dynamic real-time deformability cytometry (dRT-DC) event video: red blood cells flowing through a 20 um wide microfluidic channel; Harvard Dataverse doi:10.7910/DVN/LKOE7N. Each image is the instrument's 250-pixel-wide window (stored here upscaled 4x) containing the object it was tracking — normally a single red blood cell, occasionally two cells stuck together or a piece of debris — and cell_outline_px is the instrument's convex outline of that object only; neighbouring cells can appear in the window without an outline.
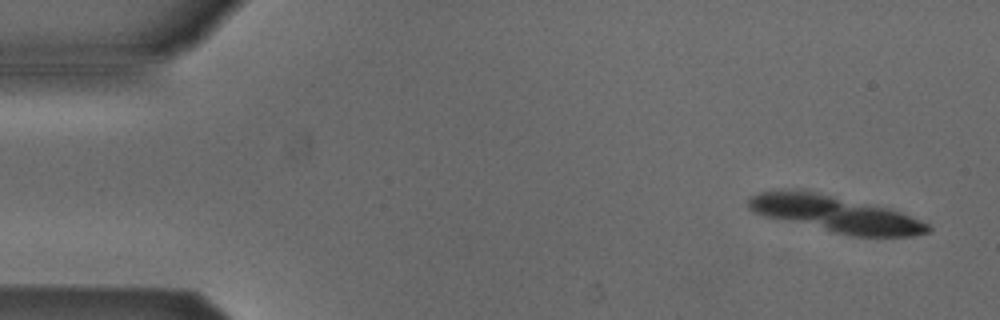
{"species": "Egyptian fruit bat (a non-hibernating species)", "species_latin": "Rousettus aegyptiacus", "temperature_condition": "cold", "stored_images_in_passage": 4, "camera_frame_rate_fps": 3000, "um_per_image_px": 0.085, "animal": {"sex": "male"}, "frame": {"image": 1, "passage_image": 1, "time_ms": 0.0, "image_size_px": [1000, 320], "cell_outline_px": [[932, 232], [912, 236], [852, 236], [832, 232], [752, 212], [748, 208], [748, 196], [756, 192], [800, 188], [888, 208], [900, 212], [920, 220], [928, 224], [932, 228]], "centroid_in_image_um": [70.98, 18.17], "position_along_channel_um": 14.0, "area_um2": 38.03}}
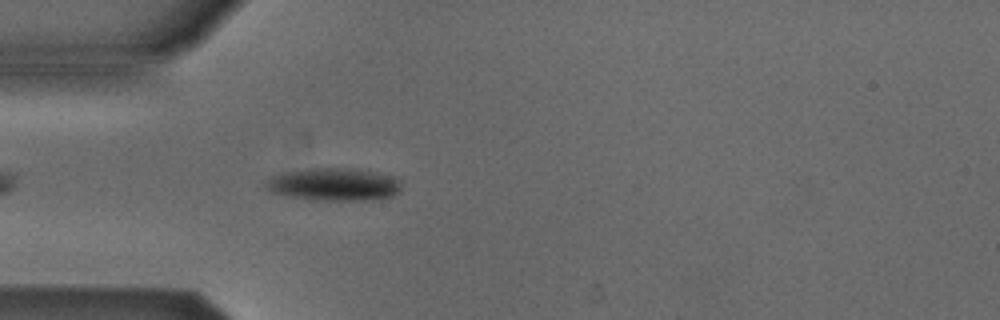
{"frame": {"image": 2, "passage_image": 4, "time_ms": 1.0, "image_size_px": [1000, 320], "cell_outline_px": [[400, 192], [392, 196], [380, 200], [312, 200], [288, 196], [272, 192], [264, 184], [272, 176], [280, 172], [308, 168], [352, 168], [392, 176], [400, 180]], "centroid_in_image_um": [28.39, 15.68], "position_along_channel_um": 56.6, "area_um2": 26.01}}